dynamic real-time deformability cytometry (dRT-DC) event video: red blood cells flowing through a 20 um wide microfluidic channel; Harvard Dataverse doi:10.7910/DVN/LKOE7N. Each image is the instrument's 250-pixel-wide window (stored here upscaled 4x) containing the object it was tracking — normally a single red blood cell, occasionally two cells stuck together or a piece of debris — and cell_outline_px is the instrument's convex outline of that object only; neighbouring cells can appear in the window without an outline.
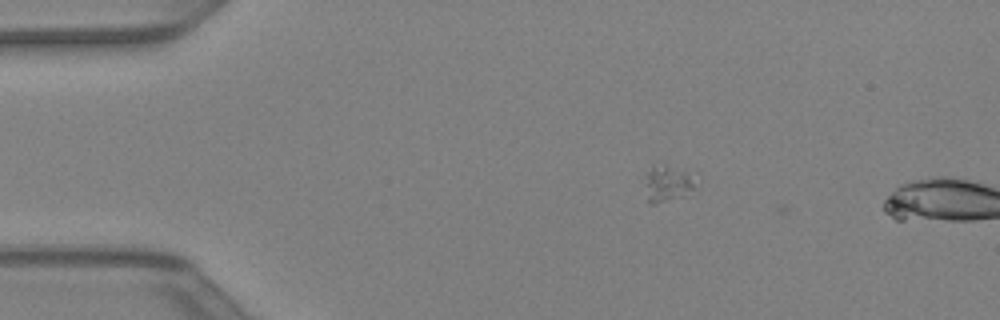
{"species": "Egyptian fruit bat (a non-hibernating species)", "species_latin": "Rousettus aegyptiacus", "temperature_condition": "warm", "stored_images_in_passage": 3, "camera_frame_rate_fps": 3000, "um_per_image_px": 0.085, "animal": {"sex": "female"}, "frame": {"image": 1, "passage_image": 1, "time_ms": 0.0, "image_size_px": [1000, 320], "cell_outline_px": [[692, 188], [684, 196], [656, 204], [648, 204], [644, 184], [648, 172], [652, 168], [664, 164], [684, 172], [692, 176]], "centroid_in_image_um": [56.65, 15.66], "position_along_channel_um": 28.4, "area_um2": 10.17}}